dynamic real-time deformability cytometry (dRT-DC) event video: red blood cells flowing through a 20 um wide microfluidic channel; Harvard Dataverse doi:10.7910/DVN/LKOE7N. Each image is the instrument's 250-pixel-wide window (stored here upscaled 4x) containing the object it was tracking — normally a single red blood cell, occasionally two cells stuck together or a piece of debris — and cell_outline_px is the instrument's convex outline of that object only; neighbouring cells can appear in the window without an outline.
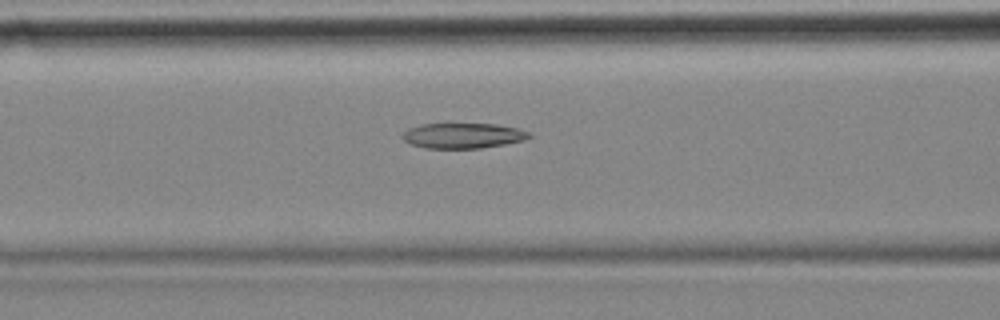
{"species": "common noctule bat (a hibernating species)", "species_latin": "Nyctalus noctula", "temperature_condition": "cold", "stored_images_in_passage": 3, "camera_frame_rate_fps": 3000, "um_per_image_px": 0.085, "animal": {"sex": "female", "body_mass_g": 18.4}, "frame": {"image": 1, "passage_image": 3, "time_ms": 0.667, "image_size_px": [1000, 320], "cell_outline_px": [[532, 136], [524, 140], [504, 144], [480, 148], [424, 148], [412, 144], [404, 140], [400, 136], [408, 128], [420, 124], [496, 124], [516, 128], [528, 132]], "centroid_in_image_um": [39.32, 11.53], "position_along_channel_um": 127.3, "area_um2": 18.55}}